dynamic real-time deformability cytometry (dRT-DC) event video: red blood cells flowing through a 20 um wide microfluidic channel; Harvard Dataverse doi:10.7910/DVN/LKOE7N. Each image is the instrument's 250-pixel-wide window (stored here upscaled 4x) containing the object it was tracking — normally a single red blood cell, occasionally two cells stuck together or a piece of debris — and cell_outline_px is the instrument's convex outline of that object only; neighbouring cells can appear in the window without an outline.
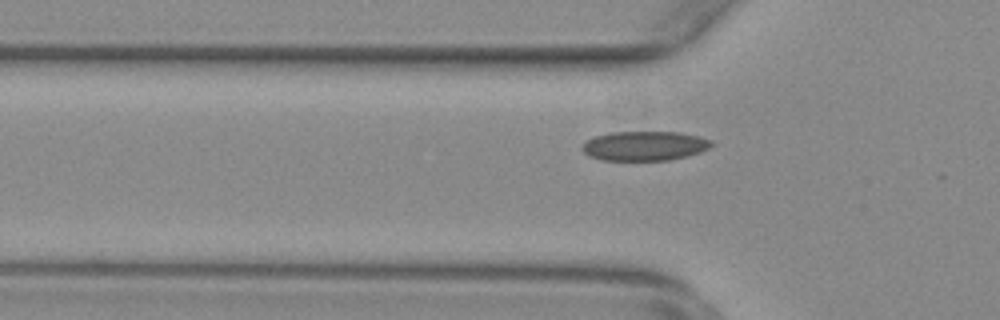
{"species": "common noctule bat (a hibernating species)", "species_latin": "Nyctalus noctula", "temperature_condition": "warm", "stored_images_in_passage": 43, "camera_frame_rate_fps": 3000, "um_per_image_px": 0.085, "animal": {"sex": "female", "body_mass_g": 29.2, "forearm_length_mm": 56.3}, "frame": {"image": 1, "passage_image": 6, "time_ms": 1.667, "image_size_px": [1000, 320], "cell_outline_px": [[716, 144], [700, 152], [688, 156], [668, 160], [600, 160], [588, 156], [580, 148], [588, 140], [596, 136], [612, 132], [680, 132], [700, 136], [712, 140]], "centroid_in_image_um": [54.83, 12.4], "position_along_channel_um": 71.0, "area_um2": 22.31}}
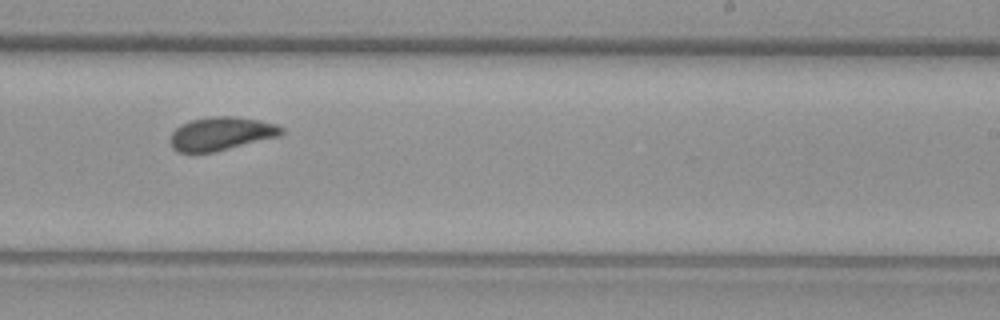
{"frame": {"image": 2, "passage_image": 22, "time_ms": 7.0, "image_size_px": [1000, 320], "cell_outline_px": [[284, 132], [280, 136], [216, 152], [180, 152], [172, 148], [168, 140], [172, 132], [176, 128], [188, 120], [212, 116], [232, 116], [260, 120], [276, 124], [284, 128]], "centroid_in_image_um": [18.79, 11.36], "position_along_channel_um": 270.2, "area_um2": 21.91}}
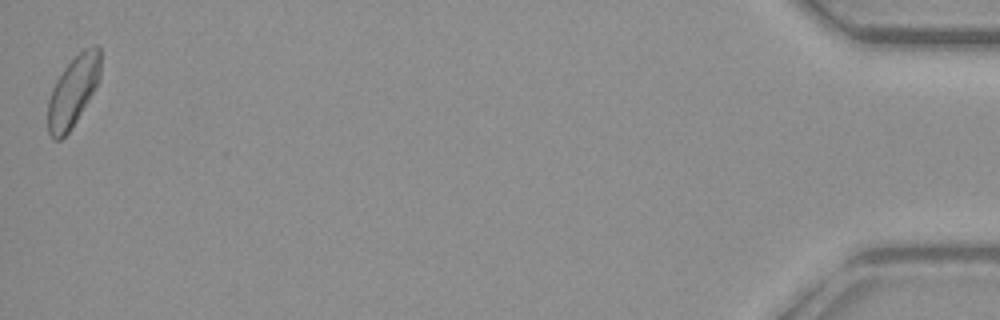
{"frame": {"image": 3, "passage_image": 43, "time_ms": 14.0, "image_size_px": [1000, 320], "cell_outline_px": [[100, 80], [96, 88], [72, 128], [60, 140], [52, 140], [48, 132], [48, 100], [52, 88], [56, 80], [64, 68], [84, 48], [96, 44], [100, 48]], "centroid_in_image_um": [6.22, 7.77], "position_along_channel_um": 429.0, "area_um2": 21.68}, "authors_computed_cell_mechanics": {"area_um2": 21.4438, "velocity_mm_per_s": 3.7271, "shape_relaxation_time_tau1_ms": 4.1625, "shape_relaxation_time_tau2_ms": 0.9351, "deformation_change_tau1": 0.0965, "deformation_change_tau2": 0.0738}}